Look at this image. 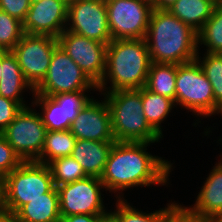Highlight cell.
<instances>
[{"mask_svg":"<svg viewBox=\"0 0 222 222\" xmlns=\"http://www.w3.org/2000/svg\"><path fill=\"white\" fill-rule=\"evenodd\" d=\"M148 142H114L101 176L106 191L120 193L130 187L166 185L173 167L147 152Z\"/></svg>","mask_w":222,"mask_h":222,"instance_id":"cell-1","label":"cell"},{"mask_svg":"<svg viewBox=\"0 0 222 222\" xmlns=\"http://www.w3.org/2000/svg\"><path fill=\"white\" fill-rule=\"evenodd\" d=\"M197 37L195 30L168 10L153 9L145 37L151 62L178 65L195 60Z\"/></svg>","mask_w":222,"mask_h":222,"instance_id":"cell-2","label":"cell"},{"mask_svg":"<svg viewBox=\"0 0 222 222\" xmlns=\"http://www.w3.org/2000/svg\"><path fill=\"white\" fill-rule=\"evenodd\" d=\"M151 60L145 39L112 40L106 49V71L99 92L140 89L145 86ZM107 81L111 82L109 88ZM107 89V90H106Z\"/></svg>","mask_w":222,"mask_h":222,"instance_id":"cell-3","label":"cell"},{"mask_svg":"<svg viewBox=\"0 0 222 222\" xmlns=\"http://www.w3.org/2000/svg\"><path fill=\"white\" fill-rule=\"evenodd\" d=\"M107 102L115 142H160L144 116L141 88L101 93Z\"/></svg>","mask_w":222,"mask_h":222,"instance_id":"cell-4","label":"cell"},{"mask_svg":"<svg viewBox=\"0 0 222 222\" xmlns=\"http://www.w3.org/2000/svg\"><path fill=\"white\" fill-rule=\"evenodd\" d=\"M54 187L48 165L23 161L4 177L5 211L15 213L22 205L42 197Z\"/></svg>","mask_w":222,"mask_h":222,"instance_id":"cell-5","label":"cell"},{"mask_svg":"<svg viewBox=\"0 0 222 222\" xmlns=\"http://www.w3.org/2000/svg\"><path fill=\"white\" fill-rule=\"evenodd\" d=\"M177 105L200 117L215 115V100L212 86L196 59L177 65Z\"/></svg>","mask_w":222,"mask_h":222,"instance_id":"cell-6","label":"cell"},{"mask_svg":"<svg viewBox=\"0 0 222 222\" xmlns=\"http://www.w3.org/2000/svg\"><path fill=\"white\" fill-rule=\"evenodd\" d=\"M97 91V85L58 45L52 54L46 76L34 88L33 94L53 96L77 91Z\"/></svg>","mask_w":222,"mask_h":222,"instance_id":"cell-7","label":"cell"},{"mask_svg":"<svg viewBox=\"0 0 222 222\" xmlns=\"http://www.w3.org/2000/svg\"><path fill=\"white\" fill-rule=\"evenodd\" d=\"M23 107L2 132L6 141L23 161H35L41 154L47 128L39 112Z\"/></svg>","mask_w":222,"mask_h":222,"instance_id":"cell-8","label":"cell"},{"mask_svg":"<svg viewBox=\"0 0 222 222\" xmlns=\"http://www.w3.org/2000/svg\"><path fill=\"white\" fill-rule=\"evenodd\" d=\"M112 40L145 39L152 4L146 0H111L106 3Z\"/></svg>","mask_w":222,"mask_h":222,"instance_id":"cell-9","label":"cell"},{"mask_svg":"<svg viewBox=\"0 0 222 222\" xmlns=\"http://www.w3.org/2000/svg\"><path fill=\"white\" fill-rule=\"evenodd\" d=\"M61 217L86 214L110 215L103 205L101 189L105 186L97 177L84 179L57 186Z\"/></svg>","mask_w":222,"mask_h":222,"instance_id":"cell-10","label":"cell"},{"mask_svg":"<svg viewBox=\"0 0 222 222\" xmlns=\"http://www.w3.org/2000/svg\"><path fill=\"white\" fill-rule=\"evenodd\" d=\"M58 39L48 35L24 34L13 48L25 79L35 88L46 76Z\"/></svg>","mask_w":222,"mask_h":222,"instance_id":"cell-11","label":"cell"},{"mask_svg":"<svg viewBox=\"0 0 222 222\" xmlns=\"http://www.w3.org/2000/svg\"><path fill=\"white\" fill-rule=\"evenodd\" d=\"M65 30L108 45L112 37L108 27L106 3L102 0L68 1Z\"/></svg>","mask_w":222,"mask_h":222,"instance_id":"cell-12","label":"cell"},{"mask_svg":"<svg viewBox=\"0 0 222 222\" xmlns=\"http://www.w3.org/2000/svg\"><path fill=\"white\" fill-rule=\"evenodd\" d=\"M57 39L67 55L98 85L106 71L107 44L67 30Z\"/></svg>","mask_w":222,"mask_h":222,"instance_id":"cell-13","label":"cell"},{"mask_svg":"<svg viewBox=\"0 0 222 222\" xmlns=\"http://www.w3.org/2000/svg\"><path fill=\"white\" fill-rule=\"evenodd\" d=\"M88 91L61 93L53 96L34 95L31 107L40 106L39 113L47 131L69 130L79 111L89 102Z\"/></svg>","mask_w":222,"mask_h":222,"instance_id":"cell-14","label":"cell"},{"mask_svg":"<svg viewBox=\"0 0 222 222\" xmlns=\"http://www.w3.org/2000/svg\"><path fill=\"white\" fill-rule=\"evenodd\" d=\"M67 0H41L31 4L23 23L26 34L58 38L67 24Z\"/></svg>","mask_w":222,"mask_h":222,"instance_id":"cell-15","label":"cell"},{"mask_svg":"<svg viewBox=\"0 0 222 222\" xmlns=\"http://www.w3.org/2000/svg\"><path fill=\"white\" fill-rule=\"evenodd\" d=\"M69 130L76 139L115 142L105 98L101 102L91 98L79 111Z\"/></svg>","mask_w":222,"mask_h":222,"instance_id":"cell-16","label":"cell"},{"mask_svg":"<svg viewBox=\"0 0 222 222\" xmlns=\"http://www.w3.org/2000/svg\"><path fill=\"white\" fill-rule=\"evenodd\" d=\"M114 142L76 139L71 157L84 169L88 177L101 178Z\"/></svg>","mask_w":222,"mask_h":222,"instance_id":"cell-17","label":"cell"},{"mask_svg":"<svg viewBox=\"0 0 222 222\" xmlns=\"http://www.w3.org/2000/svg\"><path fill=\"white\" fill-rule=\"evenodd\" d=\"M26 89H30L34 93V88L25 79L16 56L12 51H2L0 96L17 102L22 108L27 107L22 96Z\"/></svg>","mask_w":222,"mask_h":222,"instance_id":"cell-18","label":"cell"},{"mask_svg":"<svg viewBox=\"0 0 222 222\" xmlns=\"http://www.w3.org/2000/svg\"><path fill=\"white\" fill-rule=\"evenodd\" d=\"M14 214L18 222H60L57 188L22 205Z\"/></svg>","mask_w":222,"mask_h":222,"instance_id":"cell-19","label":"cell"},{"mask_svg":"<svg viewBox=\"0 0 222 222\" xmlns=\"http://www.w3.org/2000/svg\"><path fill=\"white\" fill-rule=\"evenodd\" d=\"M215 165L197 195L194 206L188 207L205 218L222 214V168Z\"/></svg>","mask_w":222,"mask_h":222,"instance_id":"cell-20","label":"cell"},{"mask_svg":"<svg viewBox=\"0 0 222 222\" xmlns=\"http://www.w3.org/2000/svg\"><path fill=\"white\" fill-rule=\"evenodd\" d=\"M215 6L212 0H177L168 11L198 33Z\"/></svg>","mask_w":222,"mask_h":222,"instance_id":"cell-21","label":"cell"},{"mask_svg":"<svg viewBox=\"0 0 222 222\" xmlns=\"http://www.w3.org/2000/svg\"><path fill=\"white\" fill-rule=\"evenodd\" d=\"M177 64L151 62L145 88L174 101L176 106Z\"/></svg>","mask_w":222,"mask_h":222,"instance_id":"cell-22","label":"cell"},{"mask_svg":"<svg viewBox=\"0 0 222 222\" xmlns=\"http://www.w3.org/2000/svg\"><path fill=\"white\" fill-rule=\"evenodd\" d=\"M141 101L147 122L163 137L161 122L167 118L175 107L174 101L168 97L153 93L145 87L141 88Z\"/></svg>","mask_w":222,"mask_h":222,"instance_id":"cell-23","label":"cell"},{"mask_svg":"<svg viewBox=\"0 0 222 222\" xmlns=\"http://www.w3.org/2000/svg\"><path fill=\"white\" fill-rule=\"evenodd\" d=\"M75 142L70 130L47 131L43 150L35 161L48 165L56 158L71 156Z\"/></svg>","mask_w":222,"mask_h":222,"instance_id":"cell-24","label":"cell"},{"mask_svg":"<svg viewBox=\"0 0 222 222\" xmlns=\"http://www.w3.org/2000/svg\"><path fill=\"white\" fill-rule=\"evenodd\" d=\"M198 54L196 60L202 67L213 89L216 115L222 110V53L205 52L203 58H200Z\"/></svg>","mask_w":222,"mask_h":222,"instance_id":"cell-25","label":"cell"},{"mask_svg":"<svg viewBox=\"0 0 222 222\" xmlns=\"http://www.w3.org/2000/svg\"><path fill=\"white\" fill-rule=\"evenodd\" d=\"M197 36L198 49L204 44L207 48L206 53H222V4L215 6Z\"/></svg>","mask_w":222,"mask_h":222,"instance_id":"cell-26","label":"cell"},{"mask_svg":"<svg viewBox=\"0 0 222 222\" xmlns=\"http://www.w3.org/2000/svg\"><path fill=\"white\" fill-rule=\"evenodd\" d=\"M117 199L116 209L110 215L116 222H164L166 207L156 210L153 213H144L133 206H131L123 195H114ZM122 196V198H121Z\"/></svg>","mask_w":222,"mask_h":222,"instance_id":"cell-27","label":"cell"},{"mask_svg":"<svg viewBox=\"0 0 222 222\" xmlns=\"http://www.w3.org/2000/svg\"><path fill=\"white\" fill-rule=\"evenodd\" d=\"M48 166L55 187L88 177L81 165L71 156L56 158Z\"/></svg>","mask_w":222,"mask_h":222,"instance_id":"cell-28","label":"cell"},{"mask_svg":"<svg viewBox=\"0 0 222 222\" xmlns=\"http://www.w3.org/2000/svg\"><path fill=\"white\" fill-rule=\"evenodd\" d=\"M24 34L23 23L0 10V51H12Z\"/></svg>","mask_w":222,"mask_h":222,"instance_id":"cell-29","label":"cell"},{"mask_svg":"<svg viewBox=\"0 0 222 222\" xmlns=\"http://www.w3.org/2000/svg\"><path fill=\"white\" fill-rule=\"evenodd\" d=\"M164 222H207V218L173 202L166 207Z\"/></svg>","mask_w":222,"mask_h":222,"instance_id":"cell-30","label":"cell"},{"mask_svg":"<svg viewBox=\"0 0 222 222\" xmlns=\"http://www.w3.org/2000/svg\"><path fill=\"white\" fill-rule=\"evenodd\" d=\"M22 162L23 160L6 141L3 133H0V175L5 177Z\"/></svg>","mask_w":222,"mask_h":222,"instance_id":"cell-31","label":"cell"},{"mask_svg":"<svg viewBox=\"0 0 222 222\" xmlns=\"http://www.w3.org/2000/svg\"><path fill=\"white\" fill-rule=\"evenodd\" d=\"M21 109L17 102L0 96V133L14 120Z\"/></svg>","mask_w":222,"mask_h":222,"instance_id":"cell-32","label":"cell"},{"mask_svg":"<svg viewBox=\"0 0 222 222\" xmlns=\"http://www.w3.org/2000/svg\"><path fill=\"white\" fill-rule=\"evenodd\" d=\"M31 6L29 0H0V10L23 22Z\"/></svg>","mask_w":222,"mask_h":222,"instance_id":"cell-33","label":"cell"},{"mask_svg":"<svg viewBox=\"0 0 222 222\" xmlns=\"http://www.w3.org/2000/svg\"><path fill=\"white\" fill-rule=\"evenodd\" d=\"M106 216L108 215H70L61 217L60 222H100Z\"/></svg>","mask_w":222,"mask_h":222,"instance_id":"cell-34","label":"cell"},{"mask_svg":"<svg viewBox=\"0 0 222 222\" xmlns=\"http://www.w3.org/2000/svg\"><path fill=\"white\" fill-rule=\"evenodd\" d=\"M177 0H154L152 8L154 10H168Z\"/></svg>","mask_w":222,"mask_h":222,"instance_id":"cell-35","label":"cell"},{"mask_svg":"<svg viewBox=\"0 0 222 222\" xmlns=\"http://www.w3.org/2000/svg\"><path fill=\"white\" fill-rule=\"evenodd\" d=\"M5 211L4 176L0 175V212Z\"/></svg>","mask_w":222,"mask_h":222,"instance_id":"cell-36","label":"cell"},{"mask_svg":"<svg viewBox=\"0 0 222 222\" xmlns=\"http://www.w3.org/2000/svg\"><path fill=\"white\" fill-rule=\"evenodd\" d=\"M0 222H18V220L14 213L3 211L0 212Z\"/></svg>","mask_w":222,"mask_h":222,"instance_id":"cell-37","label":"cell"},{"mask_svg":"<svg viewBox=\"0 0 222 222\" xmlns=\"http://www.w3.org/2000/svg\"><path fill=\"white\" fill-rule=\"evenodd\" d=\"M207 222H222V214H218V215L208 217Z\"/></svg>","mask_w":222,"mask_h":222,"instance_id":"cell-38","label":"cell"},{"mask_svg":"<svg viewBox=\"0 0 222 222\" xmlns=\"http://www.w3.org/2000/svg\"><path fill=\"white\" fill-rule=\"evenodd\" d=\"M100 222H116V221L111 215H108L104 217Z\"/></svg>","mask_w":222,"mask_h":222,"instance_id":"cell-39","label":"cell"},{"mask_svg":"<svg viewBox=\"0 0 222 222\" xmlns=\"http://www.w3.org/2000/svg\"><path fill=\"white\" fill-rule=\"evenodd\" d=\"M2 76V51H0V79Z\"/></svg>","mask_w":222,"mask_h":222,"instance_id":"cell-40","label":"cell"},{"mask_svg":"<svg viewBox=\"0 0 222 222\" xmlns=\"http://www.w3.org/2000/svg\"><path fill=\"white\" fill-rule=\"evenodd\" d=\"M216 5L221 4V0H212Z\"/></svg>","mask_w":222,"mask_h":222,"instance_id":"cell-41","label":"cell"},{"mask_svg":"<svg viewBox=\"0 0 222 222\" xmlns=\"http://www.w3.org/2000/svg\"><path fill=\"white\" fill-rule=\"evenodd\" d=\"M217 165L222 168V159L217 163Z\"/></svg>","mask_w":222,"mask_h":222,"instance_id":"cell-42","label":"cell"},{"mask_svg":"<svg viewBox=\"0 0 222 222\" xmlns=\"http://www.w3.org/2000/svg\"><path fill=\"white\" fill-rule=\"evenodd\" d=\"M29 1L31 2V4H33V3L41 1V0H29Z\"/></svg>","mask_w":222,"mask_h":222,"instance_id":"cell-43","label":"cell"},{"mask_svg":"<svg viewBox=\"0 0 222 222\" xmlns=\"http://www.w3.org/2000/svg\"><path fill=\"white\" fill-rule=\"evenodd\" d=\"M103 2H105V3H107V2H109V1H111V0H102Z\"/></svg>","mask_w":222,"mask_h":222,"instance_id":"cell-44","label":"cell"}]
</instances>
